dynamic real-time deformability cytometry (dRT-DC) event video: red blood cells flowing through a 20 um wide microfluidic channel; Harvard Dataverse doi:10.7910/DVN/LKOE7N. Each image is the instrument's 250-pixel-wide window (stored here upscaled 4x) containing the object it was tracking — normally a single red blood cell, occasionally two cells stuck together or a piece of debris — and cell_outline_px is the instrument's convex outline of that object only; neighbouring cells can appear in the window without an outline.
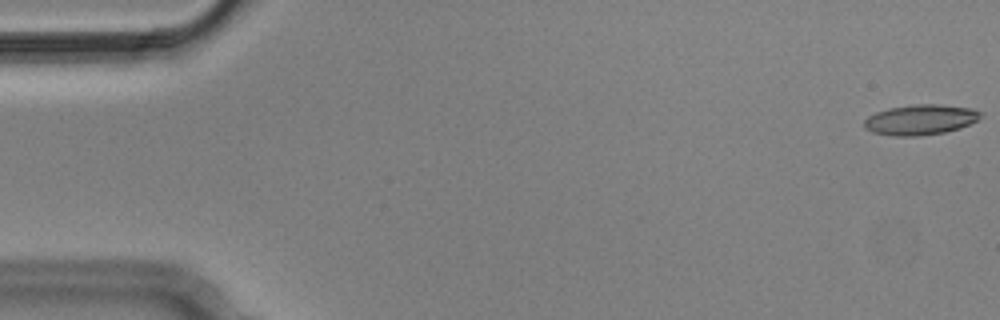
{"species": "Egyptian fruit bat (a non-hibernating species)", "species_latin": "Rousettus aegyptiacus", "temperature_condition": "cold", "stored_images_in_passage": 5, "camera_frame_rate_fps": 3000, "um_per_image_px": 0.085, "animal": {"sex": "male"}, "frame": {"image": 1, "passage_image": 1, "time_ms": 0.0, "image_size_px": [1000, 320], "cell_outline_px": [[984, 116], [960, 128], [944, 132], [916, 136], [896, 136], [872, 132], [864, 128], [864, 120], [868, 116], [876, 112], [888, 108], [916, 104], [940, 104], [972, 108], [984, 112]], "centroid_in_image_um": [78.25, 10.16], "position_along_channel_um": 6.7, "area_um2": 20.63}}
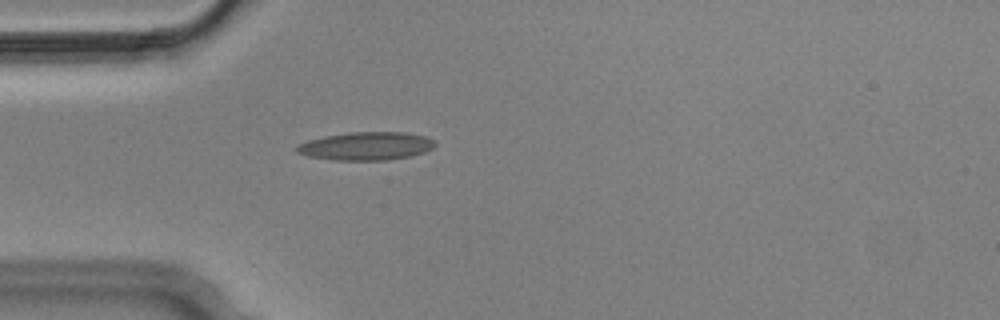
{"frame": {"image": 2, "passage_image": 5, "time_ms": 1.333, "image_size_px": [1000, 320], "cell_outline_px": [[436, 144], [432, 148], [424, 152], [412, 156], [388, 160], [336, 160], [308, 156], [296, 152], [296, 148], [300, 144], [308, 140], [324, 136], [348, 132], [404, 132], [428, 136]], "centroid_in_image_um": [31.15, 12.41], "position_along_channel_um": 53.9, "area_um2": 22.72}}